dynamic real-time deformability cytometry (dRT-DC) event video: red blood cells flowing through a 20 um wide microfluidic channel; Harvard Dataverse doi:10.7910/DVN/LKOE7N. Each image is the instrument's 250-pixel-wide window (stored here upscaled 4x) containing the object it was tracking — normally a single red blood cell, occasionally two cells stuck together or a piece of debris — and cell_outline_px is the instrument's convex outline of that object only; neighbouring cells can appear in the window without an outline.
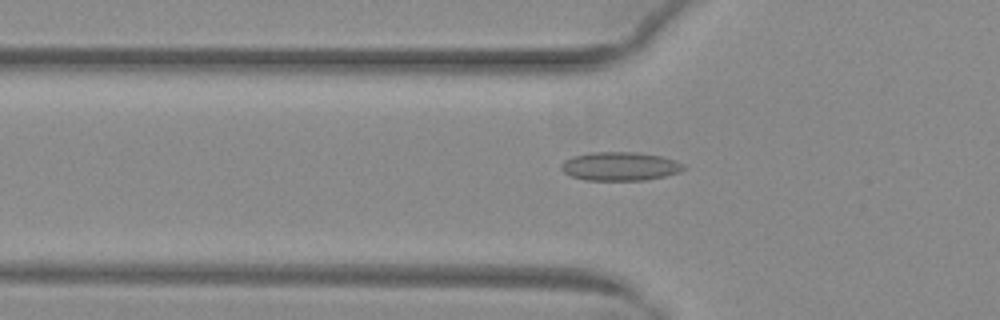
{"species": "common noctule bat (a hibernating species)", "species_latin": "Nyctalus noctula", "temperature_condition": "warm", "stored_images_in_passage": 25, "camera_frame_rate_fps": 3000, "um_per_image_px": 0.085, "animal": {"sex": "female", "body_mass_g": 29.2, "forearm_length_mm": 56.3}, "frame": {"image": 1, "passage_image": 2, "time_ms": 0.333, "image_size_px": [1000, 320], "cell_outline_px": [[684, 168], [680, 172], [664, 176], [644, 180], [584, 180], [572, 176], [564, 172], [560, 168], [560, 164], [564, 160], [572, 156], [588, 152], [640, 152], [660, 156], [676, 160], [684, 164]], "centroid_in_image_um": [52.67, 14.12], "position_along_channel_um": 73.1, "area_um2": 20.58}}
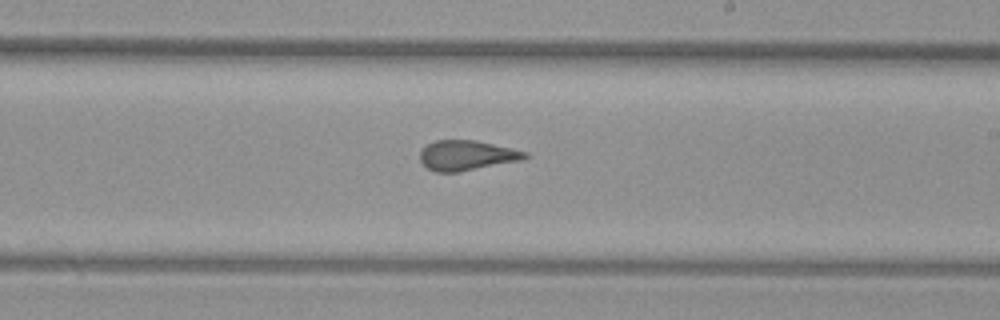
{"frame": {"image": 2, "passage_image": 15, "time_ms": 4.667, "image_size_px": [1000, 320], "cell_outline_px": [[532, 156], [524, 160], [460, 172], [436, 172], [428, 168], [420, 160], [420, 152], [428, 144], [436, 140], [476, 140], [512, 148], [528, 152]], "centroid_in_image_um": [39.75, 13.21], "position_along_channel_um": 249.3, "area_um2": 18.55}}
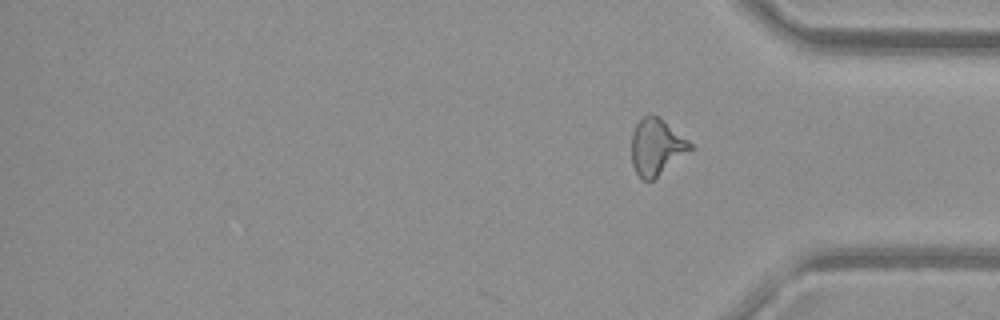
{"frame": {"image": 3, "passage_image": 25, "time_ms": 8.0, "image_size_px": [1000, 320], "cell_outline_px": [[696, 148], [652, 180], [644, 180], [636, 172], [632, 164], [632, 132], [636, 124], [648, 112], [652, 112], [660, 116], [688, 140]], "centroid_in_image_um": [55.83, 12.45], "position_along_channel_um": 379.4, "area_um2": 19.59}, "authors_computed_cell_mechanics": {"area_um2": 18.5538, "velocity_mm_per_s": 4.0663, "shape_relaxation_time_tau1_ms": null, "shape_relaxation_time_tau2_ms": 0.7256, "deformation_change_tau1": null, "deformation_change_tau2": 0.0624}}